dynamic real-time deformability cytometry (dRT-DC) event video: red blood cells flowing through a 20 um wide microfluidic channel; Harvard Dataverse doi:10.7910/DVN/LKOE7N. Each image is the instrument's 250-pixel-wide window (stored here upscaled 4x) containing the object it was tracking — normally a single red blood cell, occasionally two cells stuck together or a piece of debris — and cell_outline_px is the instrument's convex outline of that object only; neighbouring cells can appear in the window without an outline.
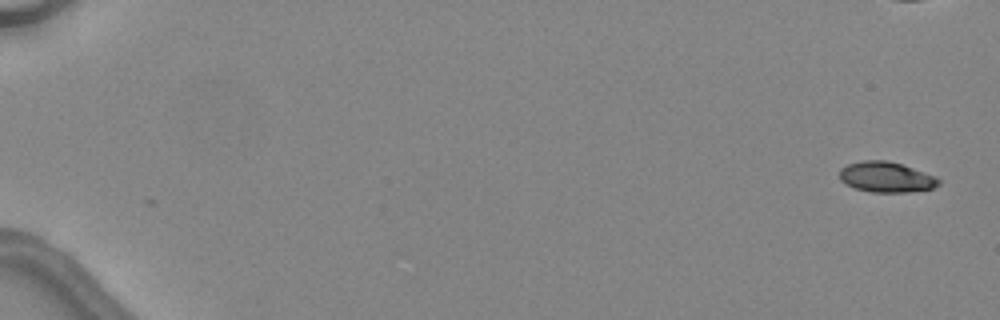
{"species": "common noctule bat (a hibernating species)", "species_latin": "Nyctalus noctula", "temperature_condition": "warm", "stored_images_in_passage": 6, "camera_frame_rate_fps": 3000, "um_per_image_px": 0.085, "animal": {"sex": "female", "body_mass_g": 24.6, "forearm_length_mm": 56.2}, "frame": {"image": 1, "passage_image": 1, "time_ms": 0.0, "image_size_px": [1000, 320], "cell_outline_px": [[940, 184], [932, 188], [908, 192], [872, 192], [856, 188], [844, 184], [840, 180], [840, 168], [848, 164], [864, 160], [884, 160], [900, 164], [936, 176], [940, 180]], "centroid_in_image_um": [75.31, 15.05], "position_along_channel_um": 9.7, "area_um2": 17.46}}
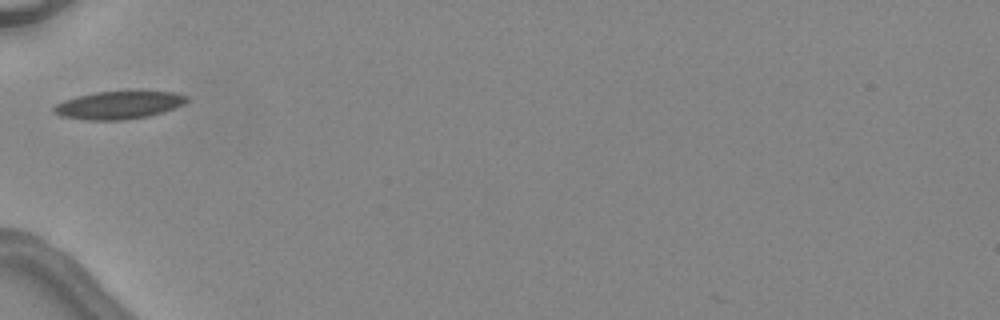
{"frame": {"image": 2, "passage_image": 6, "time_ms": 6.667, "image_size_px": [1000, 320], "cell_outline_px": [[188, 100], [184, 104], [148, 116], [124, 120], [84, 120], [60, 116], [52, 112], [52, 108], [56, 104], [64, 100], [76, 96], [96, 92], [136, 88], [172, 92], [188, 96]], "centroid_in_image_um": [10.09, 8.88], "position_along_channel_um": 74.9, "area_um2": 22.43}}